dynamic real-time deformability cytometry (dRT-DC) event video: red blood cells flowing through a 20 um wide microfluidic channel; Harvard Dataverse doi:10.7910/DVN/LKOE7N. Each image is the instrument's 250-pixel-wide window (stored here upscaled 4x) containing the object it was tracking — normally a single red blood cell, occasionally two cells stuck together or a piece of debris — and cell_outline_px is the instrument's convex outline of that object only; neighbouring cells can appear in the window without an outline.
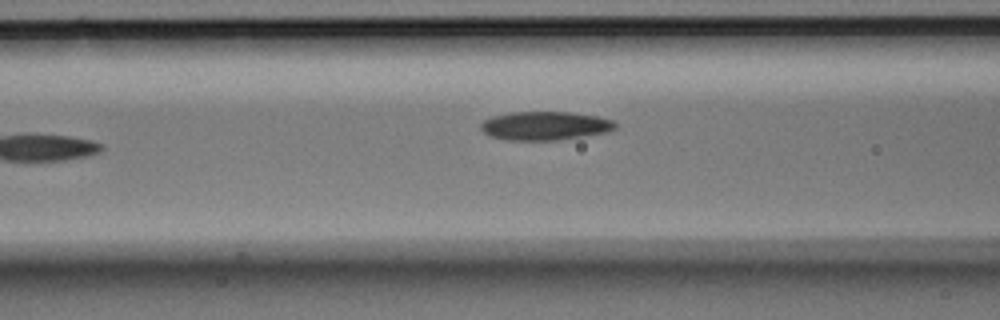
{"species": "Egyptian fruit bat (a non-hibernating species)", "species_latin": "Rousettus aegyptiacus", "temperature_condition": "room temperature", "stored_images_in_passage": 9, "camera_frame_rate_fps": 3000, "um_per_image_px": 0.085, "animal": {"sex": "male"}, "frame": {"image": 1, "passage_image": 8, "time_ms": 2.333, "image_size_px": [1000, 320], "cell_outline_px": [[616, 128], [608, 132], [560, 140], [508, 140], [488, 136], [480, 128], [480, 124], [484, 120], [492, 116], [512, 112], [568, 112], [596, 116], [612, 120], [616, 124]], "centroid_in_image_um": [46.3, 10.7], "position_along_channel_um": 120.3, "area_um2": 22.48}}
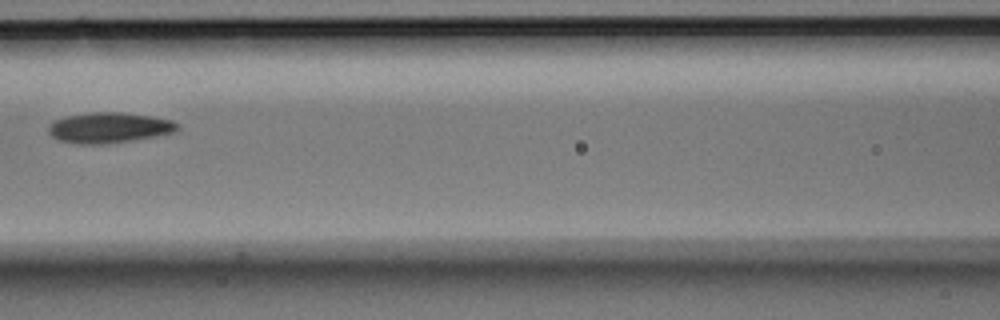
{"frame": {"image": 2, "passage_image": 9, "time_ms": 2.667, "image_size_px": [1000, 320], "cell_outline_px": [[180, 128], [176, 132], [156, 136], [132, 140], [100, 144], [80, 144], [60, 140], [52, 136], [48, 132], [48, 124], [64, 116], [88, 112], [124, 112], [152, 116], [172, 120], [180, 124]], "centroid_in_image_um": [9.3, 10.84], "position_along_channel_um": 157.3, "area_um2": 23.12}}